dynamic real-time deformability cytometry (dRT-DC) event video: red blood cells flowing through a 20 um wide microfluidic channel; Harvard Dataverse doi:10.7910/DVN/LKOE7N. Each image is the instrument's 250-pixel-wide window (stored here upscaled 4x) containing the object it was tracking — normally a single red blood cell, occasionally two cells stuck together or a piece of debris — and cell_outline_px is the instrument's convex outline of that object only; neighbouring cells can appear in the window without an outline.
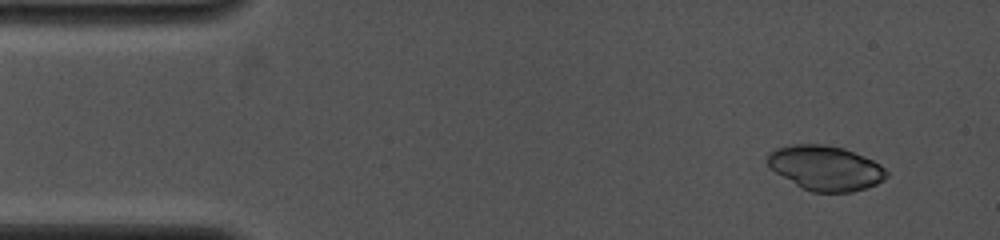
{"species": "common noctule bat (a hibernating species)", "species_latin": "Nyctalus noctula", "temperature_condition": "cold", "stored_images_in_passage": 12, "camera_frame_rate_fps": 4000, "um_per_image_px": 0.085, "animal": {"sex": "female", "body_mass_g": 19.0, "forearm_length_mm": 53.3}, "frame": {"image": 1, "passage_image": 1, "time_ms": 0.0, "image_size_px": [1000, 240], "cell_outline_px": [[888, 176], [884, 180], [876, 184], [852, 192], [812, 192], [796, 184], [776, 172], [768, 164], [768, 152], [776, 148], [792, 144], [824, 144], [844, 148], [864, 156], [880, 164], [888, 172]], "centroid_in_image_um": [70.19, 14.27], "position_along_channel_um": 14.8, "area_um2": 30.81}}